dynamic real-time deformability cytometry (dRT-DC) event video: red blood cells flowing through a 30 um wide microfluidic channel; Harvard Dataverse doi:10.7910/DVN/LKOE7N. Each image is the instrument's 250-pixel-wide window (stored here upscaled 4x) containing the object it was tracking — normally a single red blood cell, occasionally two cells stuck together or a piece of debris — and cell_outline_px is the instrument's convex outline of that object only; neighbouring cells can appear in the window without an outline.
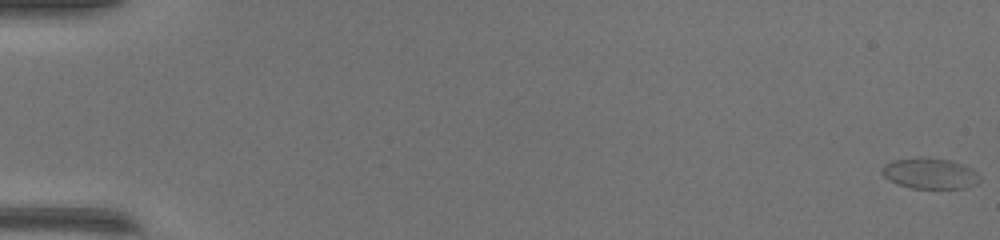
{"species": "common noctule bat (a hibernating species)", "species_latin": "Nyctalus noctula", "temperature_condition": "warm", "stored_images_in_passage": 51, "camera_frame_rate_fps": 3000, "um_per_image_px": 0.085, "animal": {"sex": "female", "body_mass_g": 17.0, "forearm_length_mm": 48.0}, "frame": {"image": 1, "passage_image": 1, "time_ms": 0.0, "image_size_px": [1000, 240], "cell_outline_px": [[980, 180], [976, 184], [964, 188], [912, 188], [896, 184], [888, 180], [880, 172], [880, 168], [884, 164], [892, 160], [916, 156], [924, 156], [952, 160], [964, 164], [972, 168], [980, 176]], "centroid_in_image_um": [79.01, 14.71], "position_along_channel_um": 6.0, "area_um2": 18.09}}
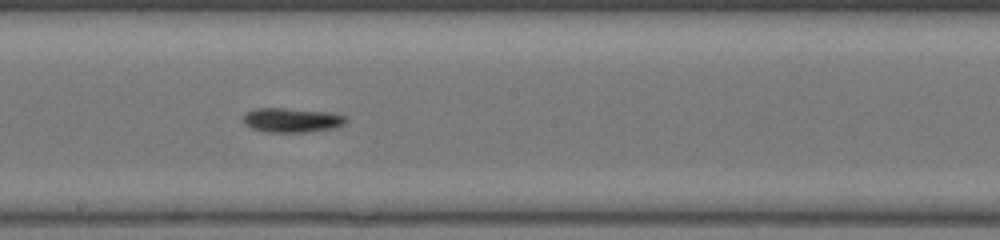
{"frame": {"image": 2, "passage_image": 30, "time_ms": 9.667, "image_size_px": [1000, 240], "cell_outline_px": [[348, 120], [344, 124], [332, 128], [308, 132], [264, 132], [252, 128], [244, 124], [244, 116], [248, 112], [256, 108], [284, 108], [328, 112], [344, 116]], "centroid_in_image_um": [24.79, 10.21], "position_along_channel_um": 223.4, "area_um2": 14.45}}
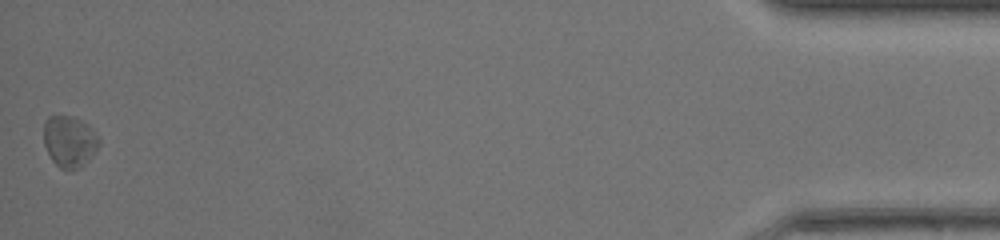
{"frame": {"image": 3, "passage_image": 51, "time_ms": 16.667, "image_size_px": [1000, 240], "cell_outline_px": [[100, 144], [92, 156], [80, 168], [60, 168], [52, 160], [44, 144], [44, 120], [48, 116], [68, 116], [80, 120], [88, 124], [100, 136]], "centroid_in_image_um": [5.92, 12.0], "position_along_channel_um": 429.3, "area_um2": 16.53}, "authors_computed_cell_mechanics": {"area_um2": 14.8546, "velocity_mm_per_s": 4.2366, "shape_relaxation_time_tau1_ms": 1.1324, "shape_relaxation_time_tau2_ms": null, "deformation_change_tau1": 0.11, "deformation_change_tau2": null}}